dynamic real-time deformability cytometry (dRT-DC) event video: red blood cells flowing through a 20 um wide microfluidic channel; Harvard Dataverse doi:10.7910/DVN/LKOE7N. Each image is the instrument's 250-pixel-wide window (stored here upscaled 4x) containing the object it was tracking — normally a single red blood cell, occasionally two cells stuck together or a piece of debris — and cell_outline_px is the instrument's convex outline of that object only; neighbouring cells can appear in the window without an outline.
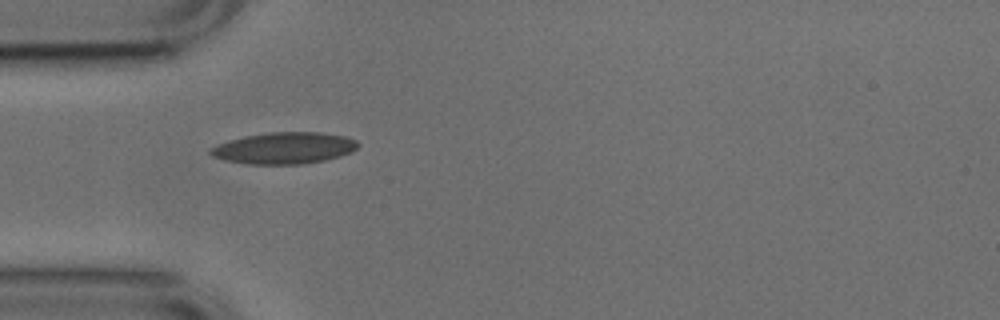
{"species": "common noctule bat (a hibernating species)", "species_latin": "Nyctalus noctula", "temperature_condition": "cold", "stored_images_in_passage": 4, "camera_frame_rate_fps": 3000, "um_per_image_px": 0.085, "animal": {"sex": "male", "body_mass_g": 17.9, "forearm_length_mm": 54.2}, "frame": {"image": 1, "passage_image": 1, "time_ms": 0.0, "image_size_px": [1000, 320], "cell_outline_px": [[360, 144], [352, 152], [340, 156], [324, 160], [300, 164], [248, 164], [224, 160], [212, 156], [208, 152], [208, 148], [216, 144], [228, 140], [244, 136], [268, 132], [320, 132], [344, 136], [356, 140]], "centroid_in_image_um": [24.11, 12.58], "position_along_channel_um": 60.9, "area_um2": 27.28}}